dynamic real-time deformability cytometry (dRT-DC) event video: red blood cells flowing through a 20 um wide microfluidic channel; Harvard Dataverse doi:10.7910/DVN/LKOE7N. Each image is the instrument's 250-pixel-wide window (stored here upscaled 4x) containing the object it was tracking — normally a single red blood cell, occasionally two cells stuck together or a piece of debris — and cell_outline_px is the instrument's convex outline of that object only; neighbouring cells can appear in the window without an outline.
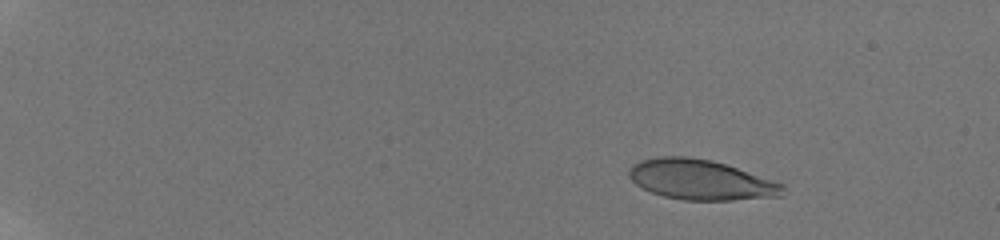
{"species": "human", "species_latin": "Homo sapiens", "temperature_condition": "room temperature", "stored_images_in_passage": 49, "camera_frame_rate_fps": 3000, "um_per_image_px": 0.085, "donor": {"sex": "male"}, "frame": {"image": 1, "passage_image": 1, "time_ms": 0.0, "image_size_px": [1000, 240], "cell_outline_px": [[784, 196], [732, 200], [684, 200], [664, 196], [652, 192], [636, 184], [628, 176], [628, 168], [632, 164], [640, 160], [656, 156], [684, 156], [712, 160], [784, 184]], "centroid_in_image_um": [59.54, 15.28], "position_along_channel_um": 25.5, "area_um2": 35.89}}
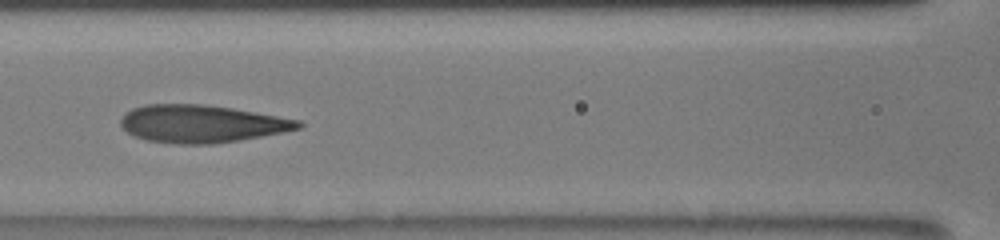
{"frame": {"image": 2, "passage_image": 22, "time_ms": 7.0, "image_size_px": [1000, 240], "cell_outline_px": [[304, 124], [300, 128], [284, 132], [212, 144], [172, 144], [144, 140], [128, 132], [120, 124], [120, 120], [124, 112], [132, 108], [144, 104], [200, 104], [232, 108], [300, 120]], "centroid_in_image_um": [17.09, 10.52], "position_along_channel_um": 149.5, "area_um2": 38.9}}
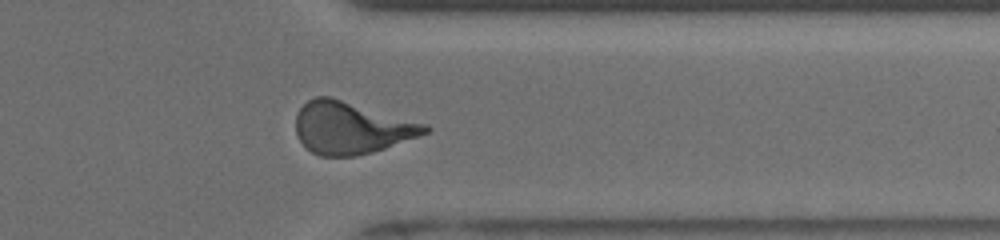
{"frame": {"image": 3, "passage_image": 40, "time_ms": 13.0, "image_size_px": [1000, 240], "cell_outline_px": [[432, 128], [428, 132], [384, 148], [372, 152], [356, 156], [320, 156], [312, 152], [296, 136], [296, 116], [300, 108], [308, 100], [316, 96], [328, 96], [428, 124]], "centroid_in_image_um": [29.84, 10.86], "position_along_channel_um": 381.6, "area_um2": 38.84}, "authors_computed_cell_mechanics": {"area_um2": 38.0324, "velocity_mm_per_s": 3.874, "shape_relaxation_time_tau1_ms": 5.066, "shape_relaxation_time_tau2_ms": 1.0785, "deformation_change_tau1": 0.2102, "deformation_change_tau2": 0.0871}}